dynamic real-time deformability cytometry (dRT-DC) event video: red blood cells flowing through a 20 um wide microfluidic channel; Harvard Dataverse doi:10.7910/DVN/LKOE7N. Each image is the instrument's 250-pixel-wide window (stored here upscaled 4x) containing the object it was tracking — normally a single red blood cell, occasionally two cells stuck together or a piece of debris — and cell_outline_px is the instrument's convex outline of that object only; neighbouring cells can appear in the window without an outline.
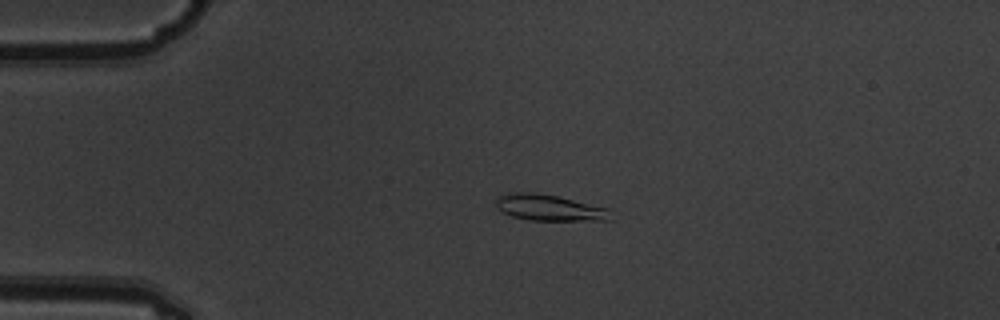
{"species": "common noctule bat (a hibernating species)", "species_latin": "Nyctalus noctula", "temperature_condition": "warm", "stored_images_in_passage": 5, "camera_frame_rate_fps": 3000, "um_per_image_px": 0.085, "animal": {"sex": "male", "body_mass_g": 19.5, "forearm_length_mm": 54.6}, "frame": {"image": 1, "passage_image": 4, "time_ms": 1.0, "image_size_px": [1000, 320], "cell_outline_px": [[612, 220], [532, 220], [512, 216], [496, 208], [496, 200], [500, 196], [508, 192], [536, 192], [556, 196], [612, 208]], "centroid_in_image_um": [46.76, 17.65], "position_along_channel_um": 38.2, "area_um2": 17.63}}